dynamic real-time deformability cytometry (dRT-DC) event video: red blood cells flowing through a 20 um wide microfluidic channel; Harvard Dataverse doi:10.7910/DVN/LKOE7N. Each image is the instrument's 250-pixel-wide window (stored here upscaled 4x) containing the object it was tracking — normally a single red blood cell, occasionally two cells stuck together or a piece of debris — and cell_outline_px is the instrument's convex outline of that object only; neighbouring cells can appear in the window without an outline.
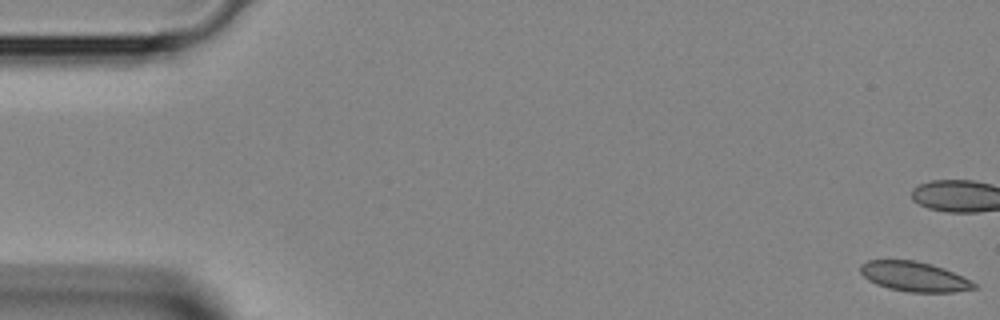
{"species": "Egyptian fruit bat (a non-hibernating species)", "species_latin": "Rousettus aegyptiacus", "temperature_condition": "room temperature", "stored_images_in_passage": 44, "camera_frame_rate_fps": 3000, "um_per_image_px": 0.085, "animal": {"sex": "female"}, "frame": {"image": 1, "passage_image": 1, "time_ms": 0.0, "image_size_px": [1000, 320], "cell_outline_px": [[980, 288], [952, 292], [908, 292], [888, 288], [876, 284], [868, 280], [860, 272], [860, 264], [868, 260], [916, 260], [932, 264], [944, 268], [976, 284]], "centroid_in_image_um": [77.69, 23.51], "position_along_channel_um": 7.3, "area_um2": 19.71}}
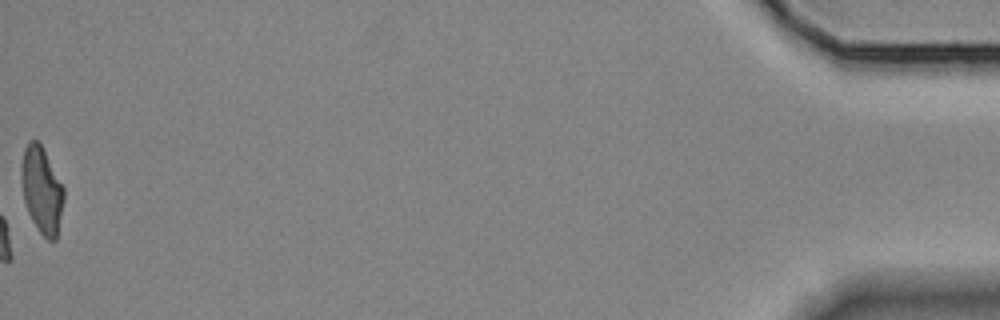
{"frame": {"image": 2, "passage_image": 44, "time_ms": 14.333, "image_size_px": [1000, 320], "cell_outline_px": [[64, 200], [56, 240], [48, 240], [40, 232], [32, 220], [28, 212], [24, 200], [20, 168], [24, 148], [28, 140], [36, 140], [40, 144], [64, 188]], "centroid_in_image_um": [3.54, 16.16], "position_along_channel_um": 431.7, "area_um2": 21.1}}